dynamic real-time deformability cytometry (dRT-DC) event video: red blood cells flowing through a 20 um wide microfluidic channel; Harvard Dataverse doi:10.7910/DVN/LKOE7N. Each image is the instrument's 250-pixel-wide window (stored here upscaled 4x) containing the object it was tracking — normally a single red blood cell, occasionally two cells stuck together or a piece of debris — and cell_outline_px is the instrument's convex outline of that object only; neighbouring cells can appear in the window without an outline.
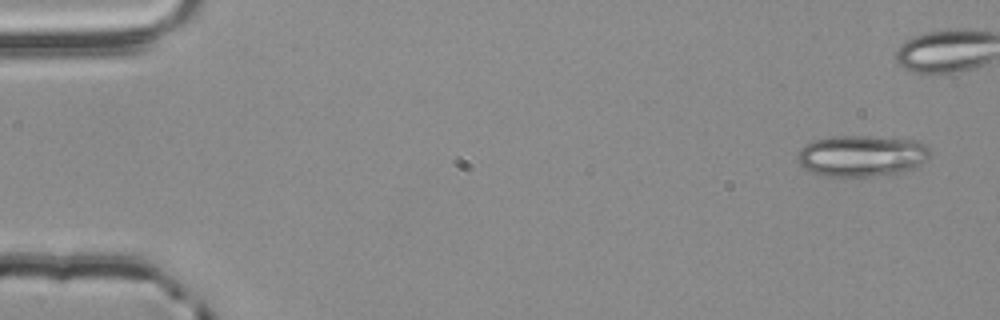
{"species": "common noctule bat (a hibernating species)", "species_latin": "Nyctalus noctula", "temperature_condition": "room temperature", "stored_images_in_passage": 3, "camera_frame_rate_fps": 3000, "um_per_image_px": 0.085, "animal": {"sex": "male", "body_mass_g": 20.4}, "frame": {"image": 1, "passage_image": 1, "time_ms": 0.0, "image_size_px": [1000, 320], "cell_outline_px": [[928, 160], [920, 168], [892, 176], [820, 176], [804, 168], [796, 160], [796, 156], [800, 148], [804, 144], [812, 140], [828, 136], [868, 136], [916, 140], [924, 144], [928, 148]], "centroid_in_image_um": [73.26, 13.26], "position_along_channel_um": 11.7, "area_um2": 32.83}}